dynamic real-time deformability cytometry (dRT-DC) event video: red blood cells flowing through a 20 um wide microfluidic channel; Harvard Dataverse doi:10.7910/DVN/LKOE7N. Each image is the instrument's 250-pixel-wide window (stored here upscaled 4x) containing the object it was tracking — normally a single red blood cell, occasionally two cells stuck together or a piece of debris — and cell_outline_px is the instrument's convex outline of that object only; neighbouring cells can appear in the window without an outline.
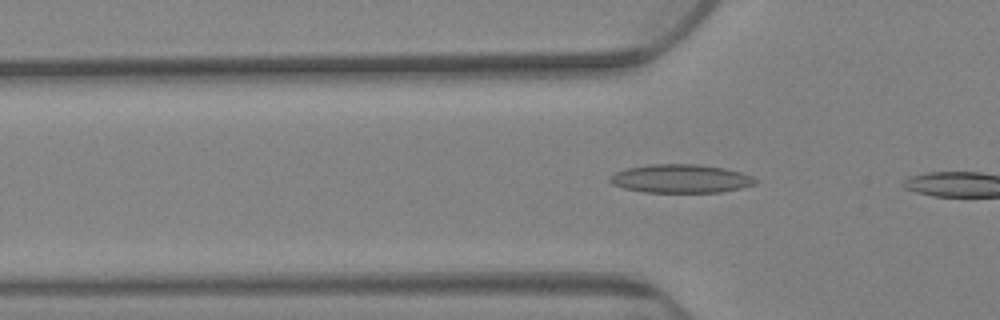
{"species": "Egyptian fruit bat (a non-hibernating species)", "species_latin": "Rousettus aegyptiacus", "temperature_condition": "warm", "stored_images_in_passage": 8, "camera_frame_rate_fps": 3000, "um_per_image_px": 0.085, "animal": {"sex": "female"}, "frame": {"image": 1, "passage_image": 6, "time_ms": 1.667, "image_size_px": [1000, 320], "cell_outline_px": [[760, 180], [756, 184], [740, 188], [720, 192], [644, 192], [624, 188], [612, 184], [608, 180], [608, 176], [616, 172], [628, 168], [648, 164], [700, 164], [724, 168], [740, 172], [752, 176]], "centroid_in_image_um": [57.87, 15.18], "position_along_channel_um": 67.9, "area_um2": 24.28}}